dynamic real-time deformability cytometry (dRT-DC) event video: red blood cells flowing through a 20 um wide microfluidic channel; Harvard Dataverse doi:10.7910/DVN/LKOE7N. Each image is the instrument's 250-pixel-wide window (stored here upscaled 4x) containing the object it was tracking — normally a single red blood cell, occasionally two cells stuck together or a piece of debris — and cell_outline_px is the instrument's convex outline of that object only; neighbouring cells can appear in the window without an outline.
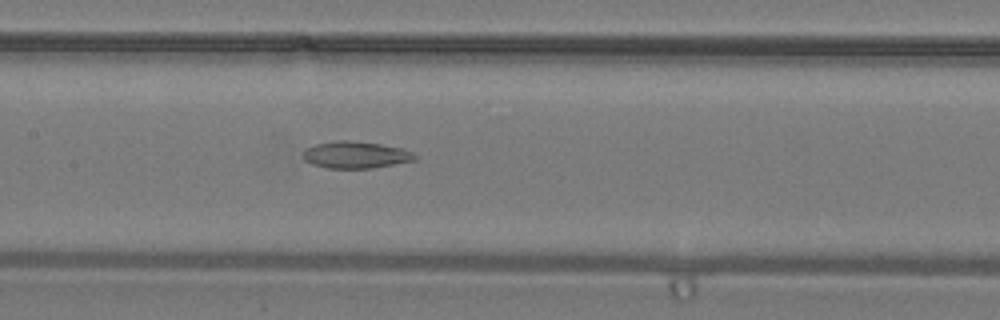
{"species": "common noctule bat (a hibernating species)", "species_latin": "Nyctalus noctula", "temperature_condition": "warm", "stored_images_in_passage": 28, "camera_frame_rate_fps": 3000, "um_per_image_px": 0.085, "animal": {"sex": "male", "body_mass_g": 19.2, "forearm_length_mm": 51.8}, "frame": {"image": 1, "passage_image": 9, "time_ms": 2.667, "image_size_px": [1000, 320], "cell_outline_px": [[416, 160], [372, 168], [328, 168], [312, 164], [304, 160], [304, 152], [308, 148], [316, 144], [336, 140], [348, 140], [380, 144], [400, 148], [412, 152], [416, 156]], "centroid_in_image_um": [30.23, 13.16], "position_along_channel_um": 177.2, "area_um2": 17.28}}
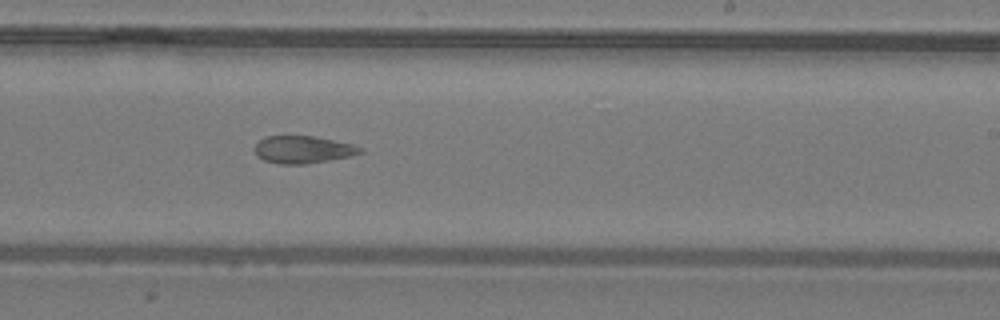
{"frame": {"image": 2, "passage_image": 14, "time_ms": 4.333, "image_size_px": [1000, 320], "cell_outline_px": [[364, 152], [348, 156], [328, 160], [304, 164], [280, 164], [264, 160], [256, 156], [252, 148], [264, 136], [312, 136], [352, 144], [364, 148]], "centroid_in_image_um": [25.7, 12.71], "position_along_channel_um": 263.3, "area_um2": 16.82}}
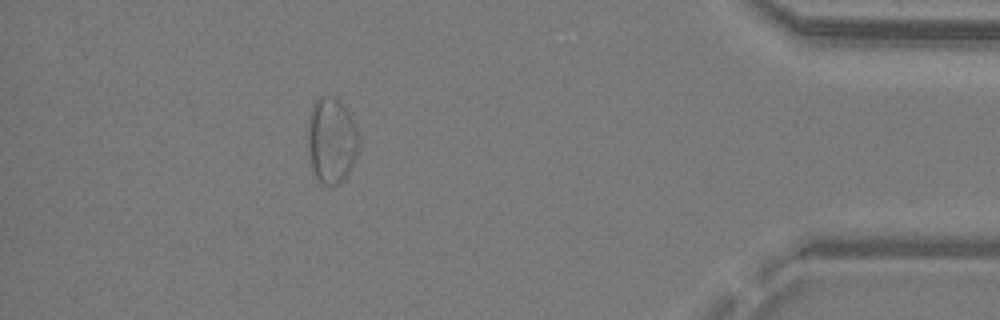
{"frame": {"image": 3, "passage_image": 25, "time_ms": 8.0, "image_size_px": [1000, 320], "cell_outline_px": [[360, 148], [344, 180], [340, 184], [324, 184], [316, 180], [312, 168], [308, 148], [308, 120], [312, 104], [316, 96], [336, 96], [344, 104], [360, 136]], "centroid_in_image_um": [28.18, 11.9], "position_along_channel_um": 407.0, "area_um2": 25.95}}